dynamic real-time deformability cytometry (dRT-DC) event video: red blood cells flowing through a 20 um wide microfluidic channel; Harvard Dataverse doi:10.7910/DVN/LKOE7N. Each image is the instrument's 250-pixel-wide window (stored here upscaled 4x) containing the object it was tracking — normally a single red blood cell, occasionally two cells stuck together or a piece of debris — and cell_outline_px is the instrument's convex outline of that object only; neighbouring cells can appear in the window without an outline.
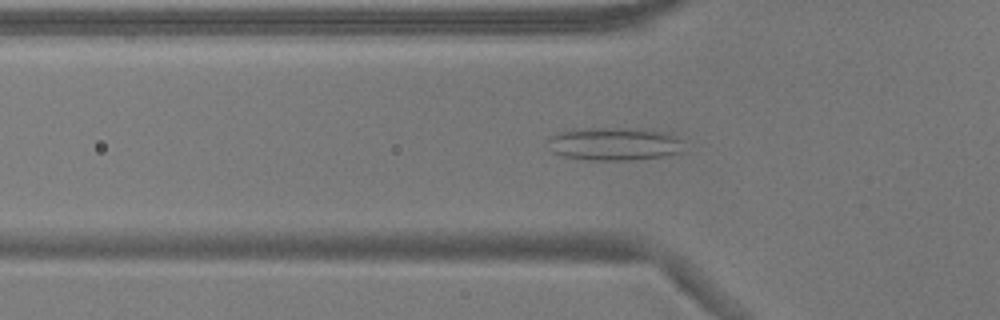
{"species": "common noctule bat (a hibernating species)", "species_latin": "Nyctalus noctula", "temperature_condition": "warm", "stored_images_in_passage": 39, "camera_frame_rate_fps": 3000, "um_per_image_px": 0.085, "animal": {"sex": "male", "body_mass_g": 17.9}, "frame": {"image": 1, "passage_image": 4, "time_ms": 1.0, "image_size_px": [1000, 320], "cell_outline_px": [[684, 152], [664, 156], [628, 160], [592, 160], [564, 156], [552, 152], [544, 140], [552, 136], [564, 132], [656, 132], [672, 136], [680, 140]], "centroid_in_image_um": [52.19, 12.35], "position_along_channel_um": 73.6, "area_um2": 23.7}}
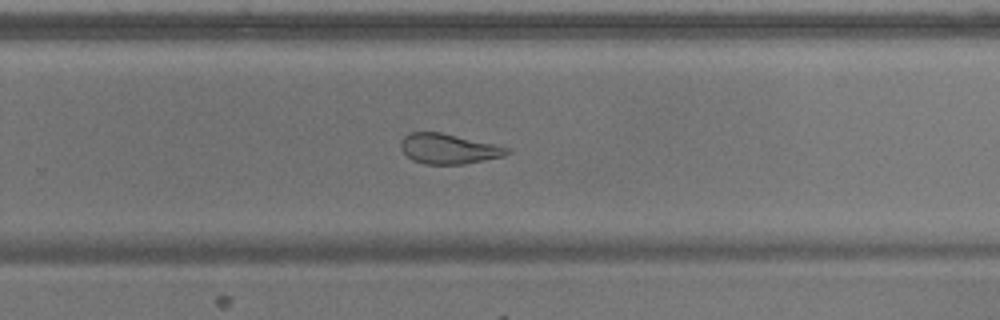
{"frame": {"image": 2, "passage_image": 21, "time_ms": 6.667, "image_size_px": [1000, 320], "cell_outline_px": [[512, 152], [504, 156], [464, 164], [424, 164], [412, 160], [400, 148], [400, 140], [408, 132], [440, 132], [512, 148]], "centroid_in_image_um": [38.13, 12.64], "position_along_channel_um": 291.7, "area_um2": 18.73}}
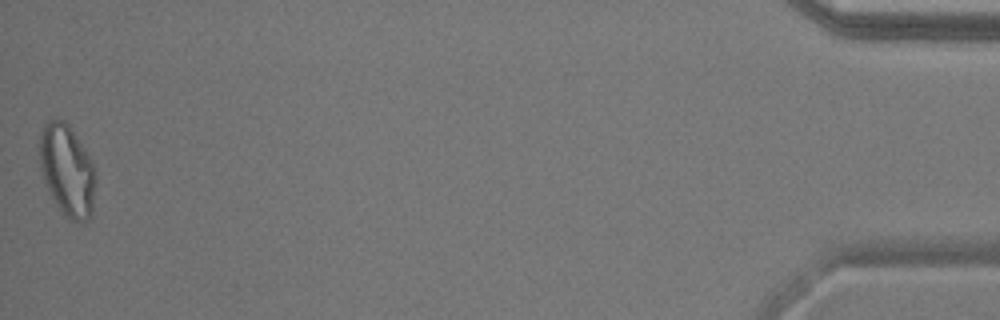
{"frame": {"image": 3, "passage_image": 39, "time_ms": 12.667, "image_size_px": [1000, 320], "cell_outline_px": [[96, 184], [92, 216], [88, 220], [72, 220], [64, 216], [56, 204], [44, 180], [40, 164], [40, 136], [48, 120], [64, 120], [68, 124], [92, 160], [96, 172]], "centroid_in_image_um": [5.75, 14.51], "position_along_channel_um": 429.5, "area_um2": 29.65}, "authors_computed_cell_mechanics": {"area_um2": 20.8658, "velocity_mm_per_s": 3.8326, "shape_relaxation_time_tau1_ms": null, "shape_relaxation_time_tau2_ms": 2.1913, "deformation_change_tau1": null, "deformation_change_tau2": 0.1036}}